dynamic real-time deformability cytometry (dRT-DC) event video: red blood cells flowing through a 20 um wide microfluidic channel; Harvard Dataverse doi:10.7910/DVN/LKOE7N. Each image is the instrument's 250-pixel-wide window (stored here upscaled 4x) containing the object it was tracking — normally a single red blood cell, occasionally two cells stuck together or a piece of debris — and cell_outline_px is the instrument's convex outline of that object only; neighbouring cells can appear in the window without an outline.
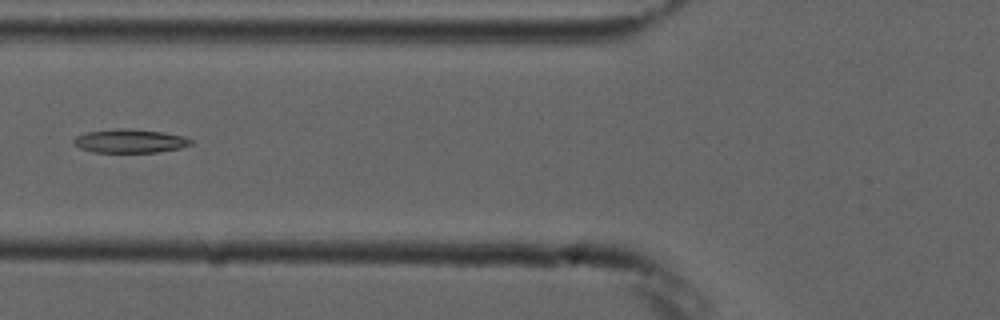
{"species": "common noctule bat (a hibernating species)", "species_latin": "Nyctalus noctula", "temperature_condition": "cold", "stored_images_in_passage": 4, "camera_frame_rate_fps": 3000, "um_per_image_px": 0.085, "animal": {"sex": "male", "forearm_length_mm": 52.5}, "frame": {"image": 1, "passage_image": 3, "time_ms": 2.333, "image_size_px": [1000, 320], "cell_outline_px": [[192, 144], [180, 148], [156, 152], [92, 152], [80, 148], [72, 144], [72, 140], [76, 136], [88, 132], [116, 128], [128, 128], [164, 132], [184, 136], [192, 140]], "centroid_in_image_um": [11.02, 11.98], "position_along_channel_um": 114.8, "area_um2": 16.24}}
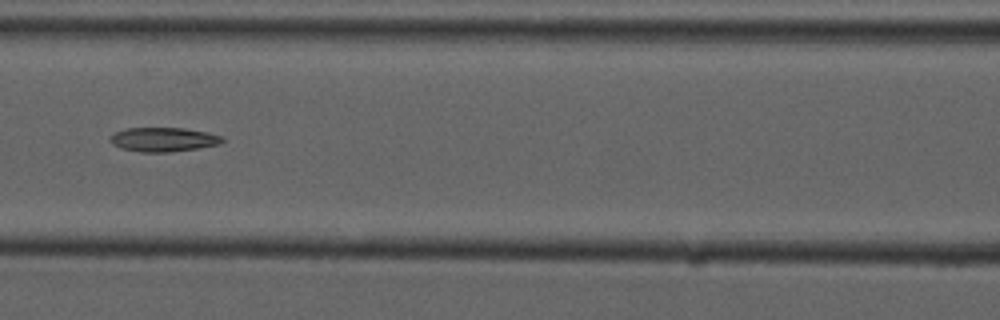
{"frame": {"image": 2, "passage_image": 4, "time_ms": 3.333, "image_size_px": [1000, 320], "cell_outline_px": [[224, 140], [220, 144], [196, 148], [168, 152], [140, 152], [120, 148], [112, 144], [108, 140], [116, 132], [128, 128], [184, 128], [208, 132], [224, 136]], "centroid_in_image_um": [13.9, 11.85], "position_along_channel_um": 152.7, "area_um2": 15.78}}